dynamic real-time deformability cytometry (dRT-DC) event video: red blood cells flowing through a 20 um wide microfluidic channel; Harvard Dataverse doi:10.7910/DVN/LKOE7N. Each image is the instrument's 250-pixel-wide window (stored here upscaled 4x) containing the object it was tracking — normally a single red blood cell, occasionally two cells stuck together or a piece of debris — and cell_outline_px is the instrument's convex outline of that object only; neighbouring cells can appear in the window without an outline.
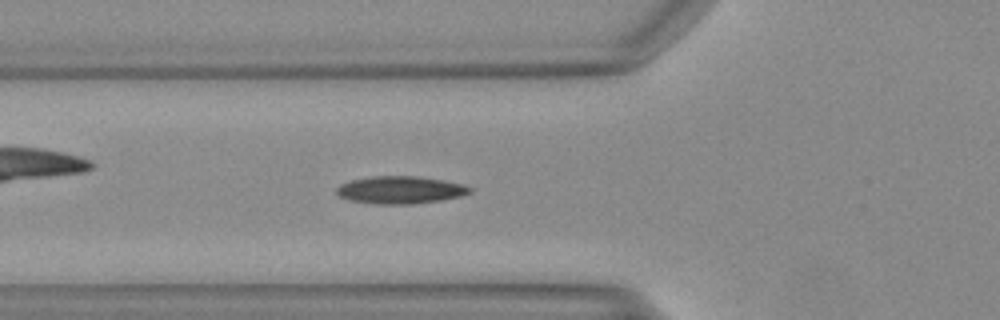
{"species": "Egyptian fruit bat (a non-hibernating species)", "species_latin": "Rousettus aegyptiacus", "temperature_condition": "warm", "stored_images_in_passage": 40, "camera_frame_rate_fps": 3000, "um_per_image_px": 0.085, "animal": {"sex": "female"}, "frame": {"image": 1, "passage_image": 7, "time_ms": 2.0, "image_size_px": [1000, 320], "cell_outline_px": [[472, 192], [460, 196], [440, 200], [412, 204], [376, 204], [352, 200], [340, 196], [336, 192], [336, 188], [340, 184], [352, 180], [372, 176], [416, 176], [444, 180], [464, 184], [472, 188]], "centroid_in_image_um": [34.05, 16.14], "position_along_channel_um": 91.7, "area_um2": 21.27}}